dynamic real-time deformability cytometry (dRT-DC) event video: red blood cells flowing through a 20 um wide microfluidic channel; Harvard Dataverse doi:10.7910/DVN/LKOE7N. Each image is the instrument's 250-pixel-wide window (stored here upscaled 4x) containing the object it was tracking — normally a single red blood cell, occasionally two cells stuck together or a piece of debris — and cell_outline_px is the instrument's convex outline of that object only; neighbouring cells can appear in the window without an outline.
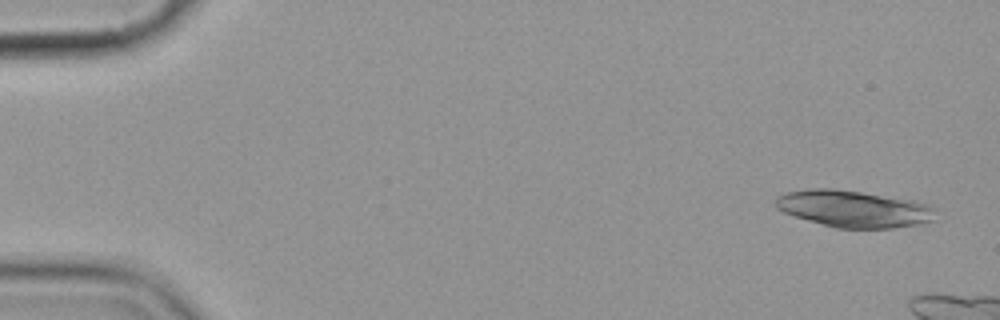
{"species": "common noctule bat (a hibernating species)", "species_latin": "Nyctalus noctula", "temperature_condition": "cold", "stored_images_in_passage": 4, "camera_frame_rate_fps": 3000, "um_per_image_px": 0.085, "animal": {"sex": "female", "body_mass_g": 19.9}, "frame": {"image": 1, "passage_image": 1, "time_ms": 0.0, "image_size_px": [1000, 320], "cell_outline_px": [[936, 208], [932, 220], [920, 224], [892, 228], [836, 228], [792, 216], [776, 208], [776, 196], [784, 192], [808, 188], [836, 188], [916, 200], [928, 204]], "centroid_in_image_um": [72.54, 17.73], "position_along_channel_um": 12.5, "area_um2": 34.74}}